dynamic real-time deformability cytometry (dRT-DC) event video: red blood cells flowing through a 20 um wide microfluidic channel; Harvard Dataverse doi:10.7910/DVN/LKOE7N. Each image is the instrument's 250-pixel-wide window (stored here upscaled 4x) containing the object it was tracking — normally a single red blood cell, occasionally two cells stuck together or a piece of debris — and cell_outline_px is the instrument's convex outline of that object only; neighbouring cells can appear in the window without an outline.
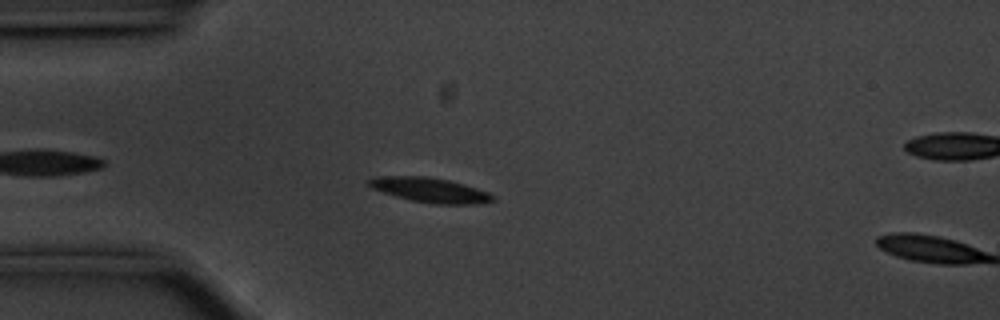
{"species": "common noctule bat (a hibernating species)", "species_latin": "Nyctalus noctula", "temperature_condition": "cold", "stored_images_in_passage": 7, "camera_frame_rate_fps": 3000, "um_per_image_px": 0.085, "animal": {"sex": "male", "body_mass_g": 20.1, "forearm_length_mm": 53.5}, "frame": {"image": 1, "passage_image": 6, "time_ms": 1.667, "image_size_px": [1000, 320], "cell_outline_px": [[496, 200], [476, 204], [432, 204], [412, 200], [396, 196], [372, 188], [368, 184], [368, 180], [380, 176], [424, 176], [448, 180], [464, 184], [488, 192], [496, 196]], "centroid_in_image_um": [36.6, 16.16], "position_along_channel_um": 48.4, "area_um2": 17.69}}